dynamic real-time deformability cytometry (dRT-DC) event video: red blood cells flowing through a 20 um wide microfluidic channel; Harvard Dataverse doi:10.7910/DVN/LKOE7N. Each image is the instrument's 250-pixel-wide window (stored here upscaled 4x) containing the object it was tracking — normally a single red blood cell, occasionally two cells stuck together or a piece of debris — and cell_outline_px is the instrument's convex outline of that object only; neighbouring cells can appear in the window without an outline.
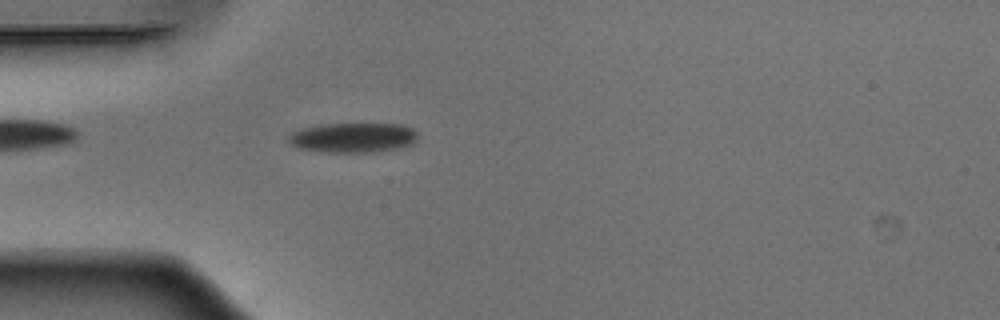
{"species": "Egyptian fruit bat (a non-hibernating species)", "species_latin": "Rousettus aegyptiacus", "temperature_condition": "warm", "stored_images_in_passage": 38, "camera_frame_rate_fps": 3000, "um_per_image_px": 0.085, "animal": {"sex": "male"}, "frame": {"image": 1, "passage_image": 1, "time_ms": 0.0, "image_size_px": [1000, 320], "cell_outline_px": [[416, 140], [412, 144], [400, 148], [368, 152], [324, 152], [296, 148], [288, 140], [288, 136], [292, 132], [304, 128], [324, 124], [400, 124], [412, 128], [416, 132]], "centroid_in_image_um": [30.0, 11.7], "position_along_channel_um": 55.0, "area_um2": 22.31}}
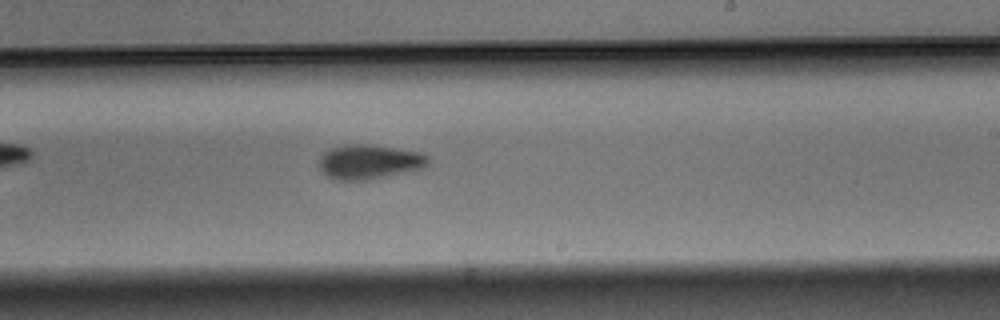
{"frame": {"image": 2, "passage_image": 17, "time_ms": 5.333, "image_size_px": [1000, 320], "cell_outline_px": [[428, 164], [424, 168], [388, 176], [368, 180], [336, 180], [328, 176], [320, 168], [320, 156], [328, 148], [344, 144], [372, 144], [424, 152], [428, 156]], "centroid_in_image_um": [31.41, 13.74], "position_along_channel_um": 257.6, "area_um2": 22.25}}
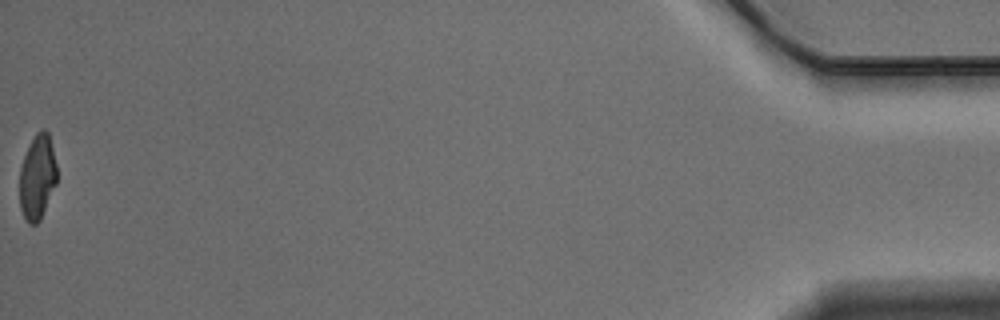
{"frame": {"image": 3, "passage_image": 38, "time_ms": 12.333, "image_size_px": [1000, 320], "cell_outline_px": [[56, 184], [40, 220], [36, 224], [28, 224], [20, 208], [20, 168], [24, 156], [36, 132], [44, 128], [48, 132], [56, 164]], "centroid_in_image_um": [3.17, 15.07], "position_along_channel_um": 432.0, "area_um2": 18.21}, "authors_computed_cell_mechanics": {"area_um2": 21.5016, "velocity_mm_per_s": 3.9058, "shape_relaxation_time_tau1_ms": 4.2433, "shape_relaxation_time_tau2_ms": 4.4948, "deformation_change_tau1": 0.1322, "deformation_change_tau2": 0.1095}}